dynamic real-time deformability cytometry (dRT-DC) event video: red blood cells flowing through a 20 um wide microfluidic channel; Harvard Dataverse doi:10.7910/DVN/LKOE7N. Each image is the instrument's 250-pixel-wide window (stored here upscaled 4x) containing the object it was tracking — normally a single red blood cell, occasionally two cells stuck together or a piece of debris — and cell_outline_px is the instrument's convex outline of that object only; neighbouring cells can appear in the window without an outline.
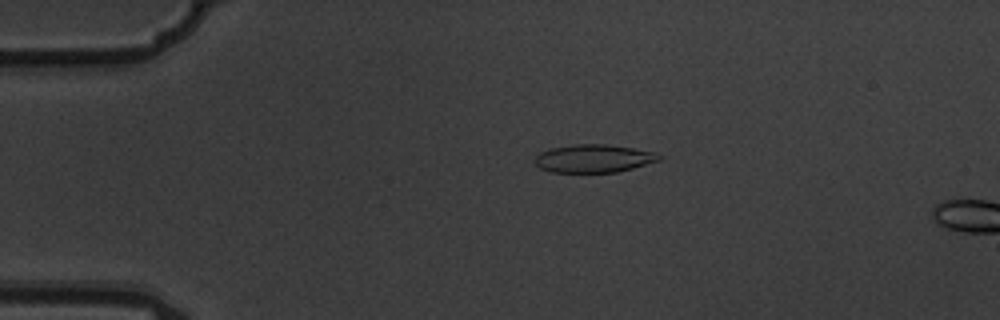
{"species": "common noctule bat (a hibernating species)", "species_latin": "Nyctalus noctula", "temperature_condition": "warm", "stored_images_in_passage": 4, "camera_frame_rate_fps": 3000, "um_per_image_px": 0.085, "animal": {"sex": "male", "body_mass_g": 19.5, "forearm_length_mm": 54.6}, "frame": {"image": 1, "passage_image": 3, "time_ms": 0.667, "image_size_px": [1000, 320], "cell_outline_px": [[664, 156], [660, 160], [632, 168], [616, 172], [552, 172], [540, 168], [536, 164], [536, 156], [540, 152], [552, 148], [572, 144], [604, 144], [632, 148], [656, 152]], "centroid_in_image_um": [50.49, 13.46], "position_along_channel_um": 34.5, "area_um2": 20.17}}